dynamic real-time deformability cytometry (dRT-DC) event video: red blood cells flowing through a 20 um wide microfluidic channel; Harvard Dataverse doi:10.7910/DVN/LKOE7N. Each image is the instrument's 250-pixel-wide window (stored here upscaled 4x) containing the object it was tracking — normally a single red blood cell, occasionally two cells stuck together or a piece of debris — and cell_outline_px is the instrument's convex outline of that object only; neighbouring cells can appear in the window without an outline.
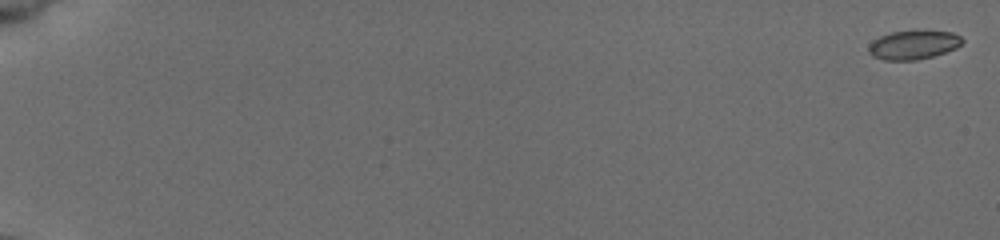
{"species": "common noctule bat (a hibernating species)", "species_latin": "Nyctalus noctula", "temperature_condition": "cold", "stored_images_in_passage": 57, "camera_frame_rate_fps": 3000, "um_per_image_px": 0.085, "animal": {"sex": "female", "body_mass_g": 19.5, "forearm_length_mm": 54.1}, "frame": {"image": 1, "passage_image": 2, "time_ms": 0.333, "image_size_px": [1000, 240], "cell_outline_px": [[964, 40], [956, 48], [932, 56], [916, 60], [884, 60], [872, 56], [868, 52], [868, 44], [872, 40], [880, 36], [892, 32], [952, 32], [960, 36]], "centroid_in_image_um": [77.58, 3.83], "position_along_channel_um": 7.4, "area_um2": 15.43}}
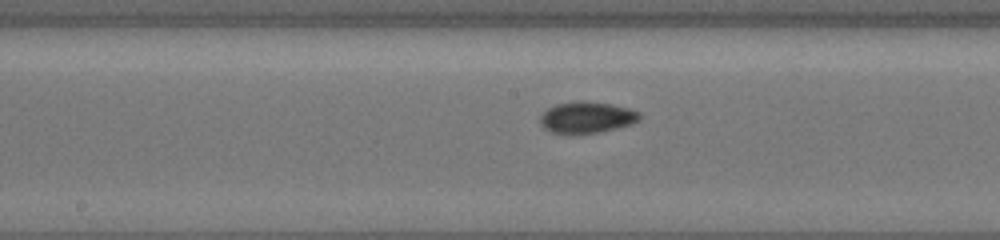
{"frame": {"image": 2, "passage_image": 33, "time_ms": 10.667, "image_size_px": [1000, 240], "cell_outline_px": [[640, 120], [628, 124], [596, 132], [552, 132], [544, 128], [540, 124], [540, 116], [548, 108], [556, 104], [612, 104], [628, 108], [640, 112]], "centroid_in_image_um": [49.87, 9.99], "position_along_channel_um": 198.3, "area_um2": 16.82}}
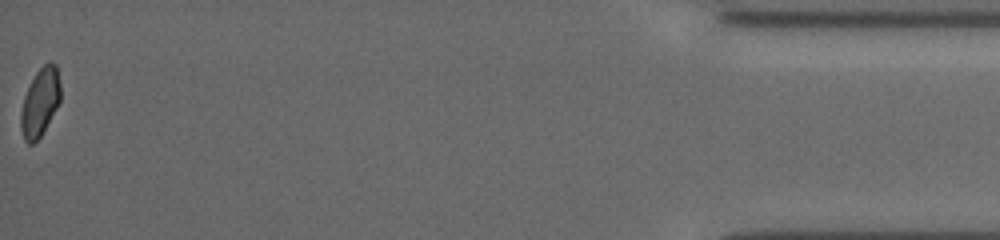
{"frame": {"image": 3, "passage_image": 57, "time_ms": 18.667, "image_size_px": [1000, 240], "cell_outline_px": [[60, 100], [56, 108], [40, 136], [32, 144], [28, 144], [24, 140], [20, 128], [20, 112], [24, 96], [36, 72], [44, 64], [52, 60], [56, 64], [60, 84]], "centroid_in_image_um": [3.39, 8.68], "position_along_channel_um": 431.8, "area_um2": 15.61}, "authors_computed_cell_mechanics": {"area_um2": 16.2418, "velocity_mm_per_s": 3.9007, "shape_relaxation_time_tau1_ms": 9.9275, "shape_relaxation_time_tau2_ms": 6.5892, "deformation_change_tau1": 0.118, "deformation_change_tau2": 0.047}}